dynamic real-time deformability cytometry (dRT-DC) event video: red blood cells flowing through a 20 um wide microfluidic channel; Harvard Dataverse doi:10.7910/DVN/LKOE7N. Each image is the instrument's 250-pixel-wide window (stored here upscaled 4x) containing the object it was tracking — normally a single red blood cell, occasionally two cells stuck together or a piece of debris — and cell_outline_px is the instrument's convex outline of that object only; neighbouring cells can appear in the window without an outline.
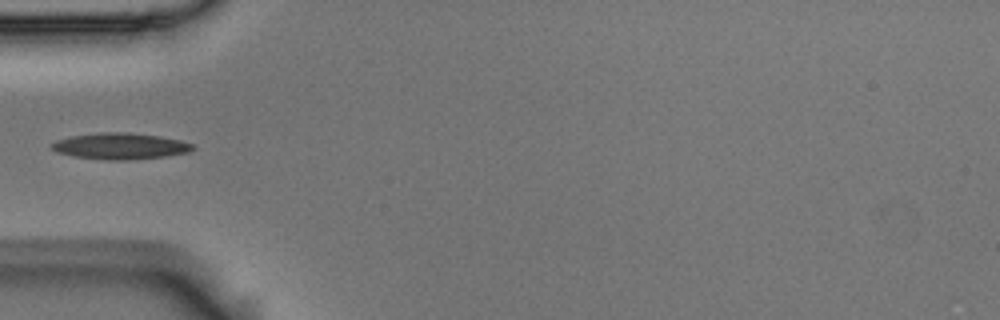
{"species": "Egyptian fruit bat (a non-hibernating species)", "species_latin": "Rousettus aegyptiacus", "temperature_condition": "room temperature", "stored_images_in_passage": 5, "camera_frame_rate_fps": 3000, "um_per_image_px": 0.085, "animal": {"sex": "male"}, "frame": {"image": 1, "passage_image": 5, "time_ms": 1.333, "image_size_px": [1000, 320], "cell_outline_px": [[196, 148], [188, 152], [164, 156], [128, 160], [104, 160], [72, 156], [56, 152], [52, 148], [52, 144], [56, 140], [72, 136], [100, 132], [128, 132], [160, 136], [180, 140], [196, 144]], "centroid_in_image_um": [10.24, 12.42], "position_along_channel_um": 74.8, "area_um2": 21.68}}